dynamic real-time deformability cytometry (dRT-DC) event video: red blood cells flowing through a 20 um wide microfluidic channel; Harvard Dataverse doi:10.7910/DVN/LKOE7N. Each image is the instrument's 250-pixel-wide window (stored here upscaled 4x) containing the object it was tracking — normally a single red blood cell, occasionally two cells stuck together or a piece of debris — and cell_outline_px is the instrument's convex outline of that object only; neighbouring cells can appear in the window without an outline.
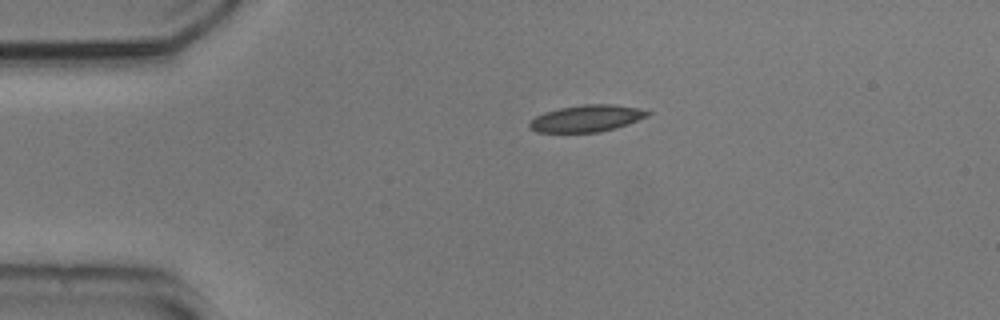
{"species": "common noctule bat (a hibernating species)", "species_latin": "Nyctalus noctula", "temperature_condition": "cold", "stored_images_in_passage": 43, "camera_frame_rate_fps": 3000, "um_per_image_px": 0.085, "animal": {"sex": "male", "body_mass_g": 20.5, "forearm_length_mm": 52.5}, "frame": {"image": 1, "passage_image": 1, "time_ms": 0.0, "image_size_px": [1000, 320], "cell_outline_px": [[652, 112], [648, 116], [628, 124], [616, 128], [600, 132], [536, 132], [528, 124], [536, 116], [544, 112], [560, 108], [584, 104], [616, 104], [636, 108]], "centroid_in_image_um": [49.89, 10.06], "position_along_channel_um": 35.1, "area_um2": 18.32}}
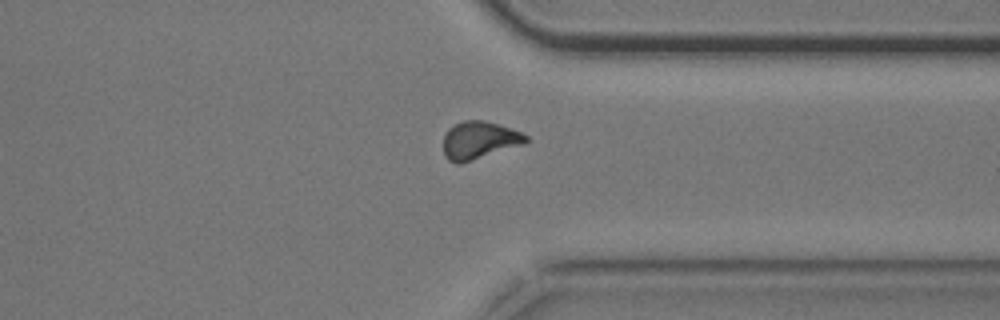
{"frame": {"image": 2, "passage_image": 31, "time_ms": 10.0, "image_size_px": [1000, 320], "cell_outline_px": [[528, 140], [524, 144], [460, 164], [456, 164], [448, 160], [444, 156], [444, 132], [448, 128], [464, 120], [484, 120], [520, 132], [528, 136]], "centroid_in_image_um": [40.7, 11.93], "position_along_channel_um": 370.7, "area_um2": 18.03}}
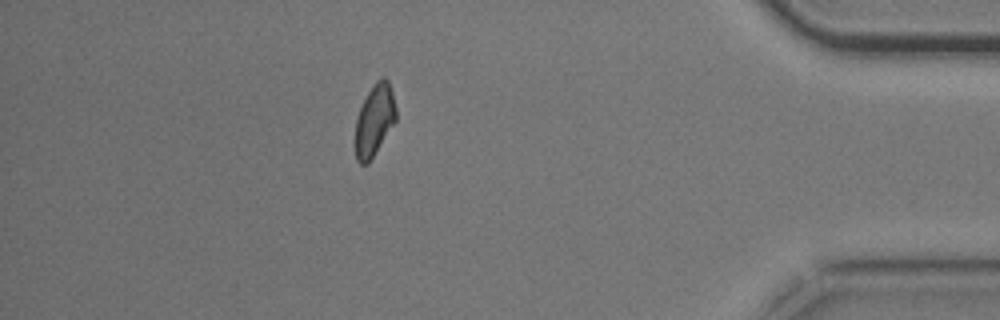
{"frame": {"image": 3, "passage_image": 37, "time_ms": 12.0, "image_size_px": [1000, 320], "cell_outline_px": [[396, 120], [368, 164], [360, 164], [356, 160], [356, 120], [360, 108], [368, 92], [376, 80], [380, 76], [384, 76], [388, 80], [392, 92], [396, 108]], "centroid_in_image_um": [31.84, 10.19], "position_along_channel_um": 403.4, "area_um2": 16.76}, "authors_computed_cell_mechanics": {"area_um2": 18.1492, "velocity_mm_per_s": 3.7406, "shape_relaxation_time_tau1_ms": 3.251, "shape_relaxation_time_tau2_ms": 2.9674, "deformation_change_tau1": 0.1023, "deformation_change_tau2": 0.0797}}